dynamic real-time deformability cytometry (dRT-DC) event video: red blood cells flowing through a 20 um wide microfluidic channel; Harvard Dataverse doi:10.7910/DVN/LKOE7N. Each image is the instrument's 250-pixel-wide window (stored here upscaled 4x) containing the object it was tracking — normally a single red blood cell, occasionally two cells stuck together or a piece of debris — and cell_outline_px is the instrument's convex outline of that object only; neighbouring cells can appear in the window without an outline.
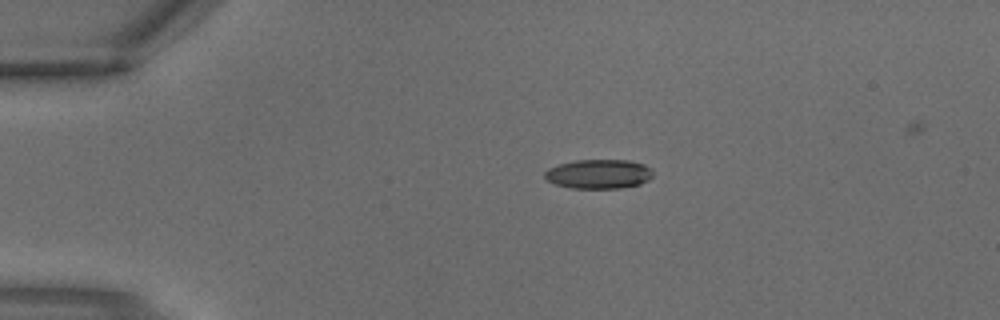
{"species": "common noctule bat (a hibernating species)", "species_latin": "Nyctalus noctula", "temperature_condition": "warm", "stored_images_in_passage": 3, "segment_of_instrument_passage": [1, 2], "camera_frame_rate_fps": 3000, "um_per_image_px": 0.085, "animal": {"sex": "male", "body_mass_g": 18.8}, "frame": {"image": 1, "passage_image": 1, "time_ms": 0.0, "image_size_px": [1000, 320], "cell_outline_px": [[652, 176], [648, 180], [640, 184], [620, 188], [572, 188], [556, 184], [544, 180], [544, 172], [548, 168], [560, 164], [576, 160], [628, 160], [644, 164], [652, 172]], "centroid_in_image_um": [50.86, 14.79], "position_along_channel_um": 34.1, "area_um2": 18.44}}